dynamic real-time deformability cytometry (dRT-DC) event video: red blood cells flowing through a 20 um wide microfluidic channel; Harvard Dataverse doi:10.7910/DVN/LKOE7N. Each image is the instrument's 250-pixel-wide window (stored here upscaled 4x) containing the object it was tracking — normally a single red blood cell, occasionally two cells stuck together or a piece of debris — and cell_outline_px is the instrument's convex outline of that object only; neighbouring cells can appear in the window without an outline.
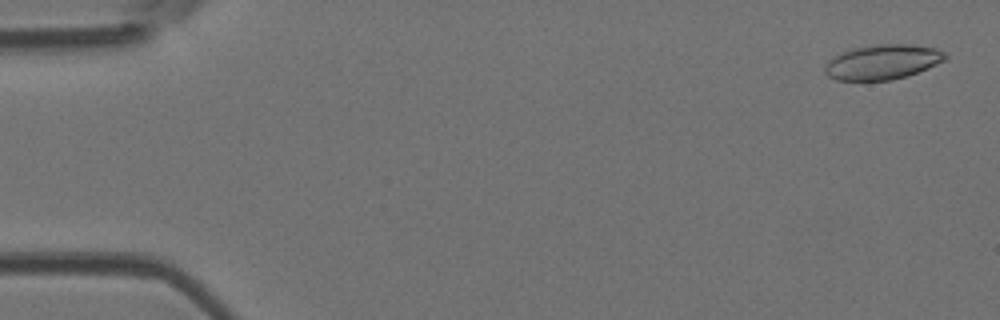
{"species": "Egyptian fruit bat (a non-hibernating species)", "species_latin": "Rousettus aegyptiacus", "temperature_condition": "room temperature", "stored_images_in_passage": 50, "camera_frame_rate_fps": 3000, "um_per_image_px": 0.085, "animal": {"sex": "female"}, "frame": {"image": 1, "passage_image": 2, "time_ms": 0.333, "image_size_px": [1000, 320], "cell_outline_px": [[948, 56], [944, 60], [928, 68], [892, 80], [836, 80], [828, 76], [824, 72], [824, 68], [828, 60], [852, 48], [876, 44], [908, 44], [936, 48], [944, 52]], "centroid_in_image_um": [75.01, 5.26], "position_along_channel_um": 10.0, "area_um2": 24.22}}
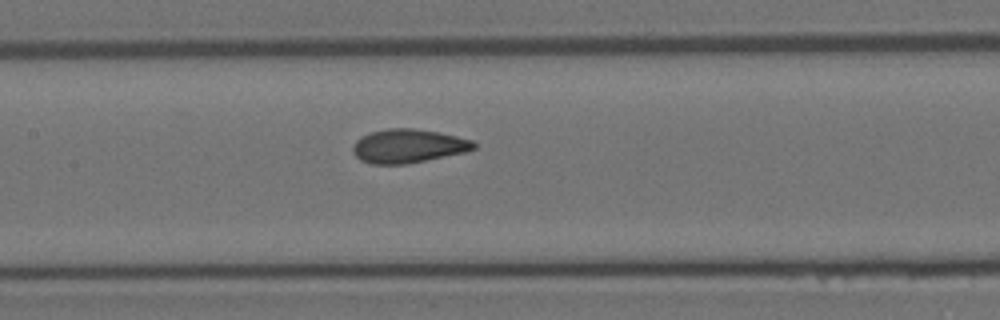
{"frame": {"image": 2, "passage_image": 24, "time_ms": 7.667, "image_size_px": [1000, 320], "cell_outline_px": [[476, 148], [464, 152], [404, 164], [372, 164], [360, 160], [356, 156], [352, 148], [356, 140], [372, 132], [388, 128], [412, 128], [440, 132], [472, 140], [476, 144]], "centroid_in_image_um": [34.69, 12.4], "position_along_channel_um": 172.7, "area_um2": 23.47}}
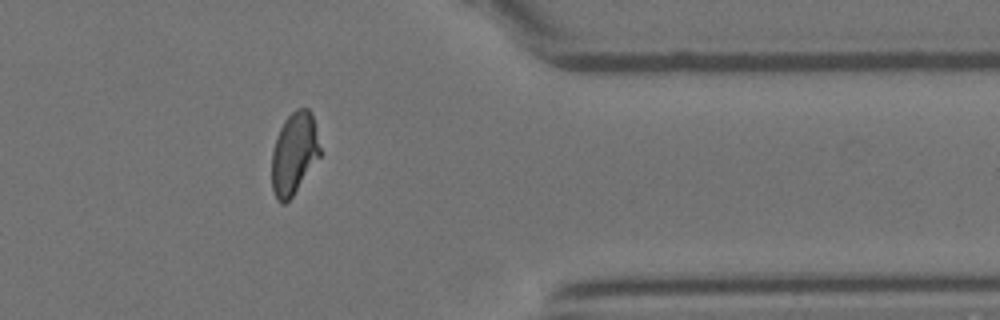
{"frame": {"image": 3, "passage_image": 41, "time_ms": 13.333, "image_size_px": [1000, 320], "cell_outline_px": [[320, 156], [292, 196], [284, 204], [280, 204], [276, 200], [272, 188], [272, 152], [276, 136], [284, 120], [296, 108], [308, 108], [312, 112], [320, 148]], "centroid_in_image_um": [24.98, 13.04], "position_along_channel_um": 386.4, "area_um2": 23.0}, "authors_computed_cell_mechanics": {"area_um2": 23.4379, "velocity_mm_per_s": 4.0601, "shape_relaxation_time_tau1_ms": 6.103, "shape_relaxation_time_tau2_ms": 0.7722, "deformation_change_tau1": 0.1949, "deformation_change_tau2": 0.0656}}